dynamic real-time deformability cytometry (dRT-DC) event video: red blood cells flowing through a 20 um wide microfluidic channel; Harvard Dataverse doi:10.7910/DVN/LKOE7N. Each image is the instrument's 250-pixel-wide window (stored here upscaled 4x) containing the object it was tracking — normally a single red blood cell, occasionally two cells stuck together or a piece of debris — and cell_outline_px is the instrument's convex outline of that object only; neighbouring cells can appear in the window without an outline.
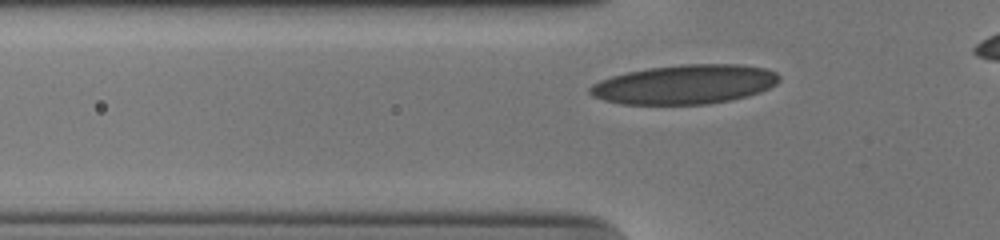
{"species": "human", "species_latin": "Homo sapiens", "temperature_condition": "cold", "stored_images_in_passage": 31, "camera_frame_rate_fps": 3000, "um_per_image_px": 0.085, "donor": {"sex": "male"}, "frame": {"image": 1, "passage_image": 4, "time_ms": 1.0, "image_size_px": [1000, 240], "cell_outline_px": [[780, 80], [776, 84], [760, 92], [728, 100], [708, 104], [620, 104], [604, 100], [592, 96], [588, 92], [588, 88], [592, 84], [600, 80], [612, 76], [628, 72], [648, 68], [684, 64], [740, 64], [764, 68], [776, 72], [780, 76]], "centroid_in_image_um": [58.19, 7.17], "position_along_channel_um": 67.6, "area_um2": 43.23}}
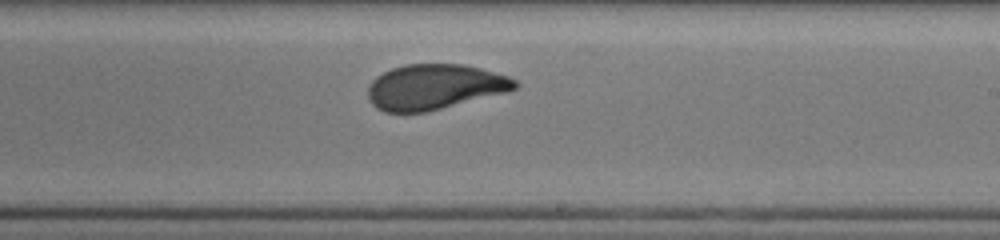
{"frame": {"image": 2, "passage_image": 19, "time_ms": 6.0, "image_size_px": [1000, 240], "cell_outline_px": [[520, 84], [516, 88], [508, 92], [428, 112], [384, 112], [376, 108], [368, 100], [368, 84], [376, 76], [392, 68], [408, 64], [464, 64], [480, 68], [508, 76], [516, 80]], "centroid_in_image_um": [36.94, 7.39], "position_along_channel_um": 252.1, "area_um2": 39.07}}
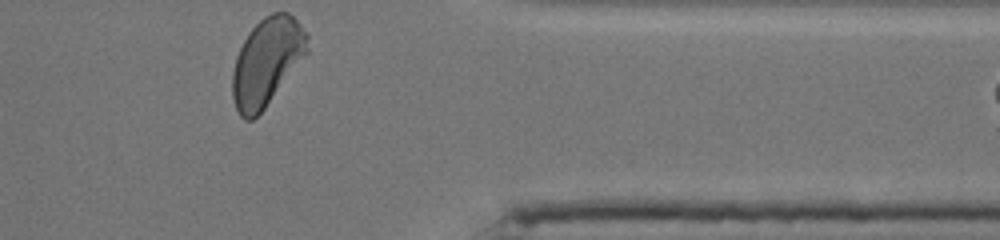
{"frame": {"image": 3, "passage_image": 31, "time_ms": 10.0, "image_size_px": [1000, 240], "cell_outline_px": [[308, 52], [264, 108], [252, 120], [244, 120], [240, 116], [236, 108], [232, 96], [232, 72], [236, 56], [248, 32], [264, 16], [272, 12], [288, 12], [300, 24], [308, 36]], "centroid_in_image_um": [22.66, 5.24], "position_along_channel_um": 388.7, "area_um2": 37.92}, "authors_computed_cell_mechanics": {"area_um2": 39.6508, "velocity_mm_per_s": 3.7269, "shape_relaxation_time_tau1_ms": 3.7284, "shape_relaxation_time_tau2_ms": 0.85, "deformation_change_tau1": 0.1678, "deformation_change_tau2": 0.0715}}